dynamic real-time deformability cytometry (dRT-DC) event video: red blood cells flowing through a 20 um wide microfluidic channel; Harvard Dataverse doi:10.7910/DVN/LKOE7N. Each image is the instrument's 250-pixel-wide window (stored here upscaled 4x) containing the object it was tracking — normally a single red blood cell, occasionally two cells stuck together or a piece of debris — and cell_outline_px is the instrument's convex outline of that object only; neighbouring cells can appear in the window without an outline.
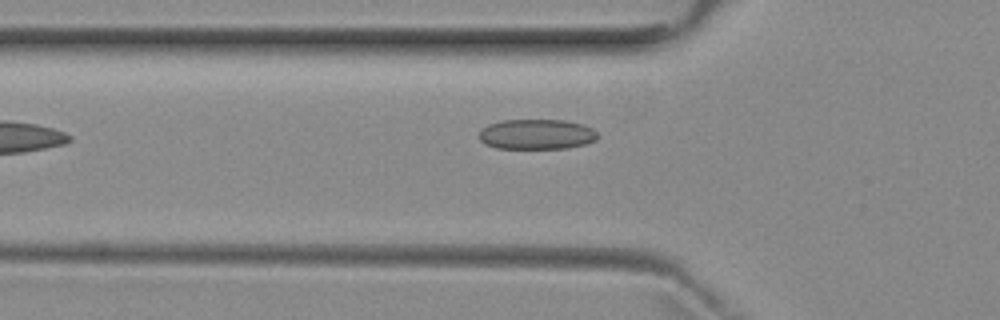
{"species": "common noctule bat (a hibernating species)", "species_latin": "Nyctalus noctula", "temperature_condition": "room temperature", "stored_images_in_passage": 5, "camera_frame_rate_fps": 3000, "um_per_image_px": 0.085, "animal": {"sex": "female", "body_mass_g": 29.2, "forearm_length_mm": 56.3}, "frame": {"image": 1, "passage_image": 4, "time_ms": 5.333, "image_size_px": [1000, 320], "cell_outline_px": [[600, 136], [596, 140], [584, 144], [568, 148], [496, 148], [484, 144], [480, 140], [480, 128], [488, 124], [500, 120], [564, 120], [580, 124], [592, 128]], "centroid_in_image_um": [45.59, 11.41], "position_along_channel_um": 80.2, "area_um2": 20.92}}
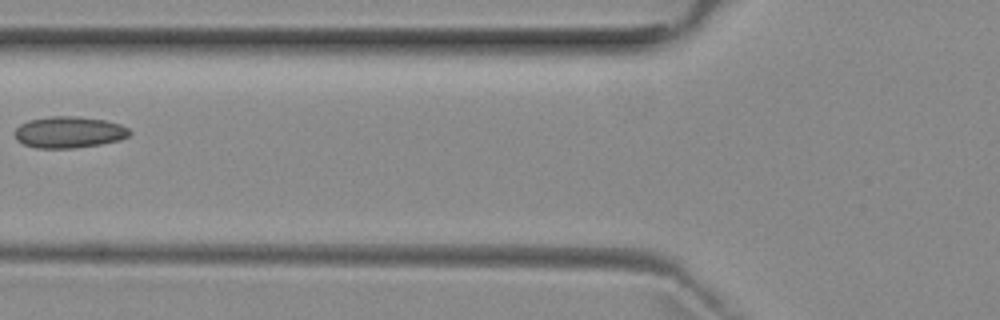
{"frame": {"image": 2, "passage_image": 5, "time_ms": 6.333, "image_size_px": [1000, 320], "cell_outline_px": [[132, 132], [128, 136], [120, 140], [100, 144], [76, 148], [36, 148], [24, 144], [16, 140], [16, 128], [20, 124], [28, 120], [48, 116], [80, 116], [104, 120], [120, 124], [128, 128]], "centroid_in_image_um": [5.87, 11.23], "position_along_channel_um": 119.9, "area_um2": 21.15}}